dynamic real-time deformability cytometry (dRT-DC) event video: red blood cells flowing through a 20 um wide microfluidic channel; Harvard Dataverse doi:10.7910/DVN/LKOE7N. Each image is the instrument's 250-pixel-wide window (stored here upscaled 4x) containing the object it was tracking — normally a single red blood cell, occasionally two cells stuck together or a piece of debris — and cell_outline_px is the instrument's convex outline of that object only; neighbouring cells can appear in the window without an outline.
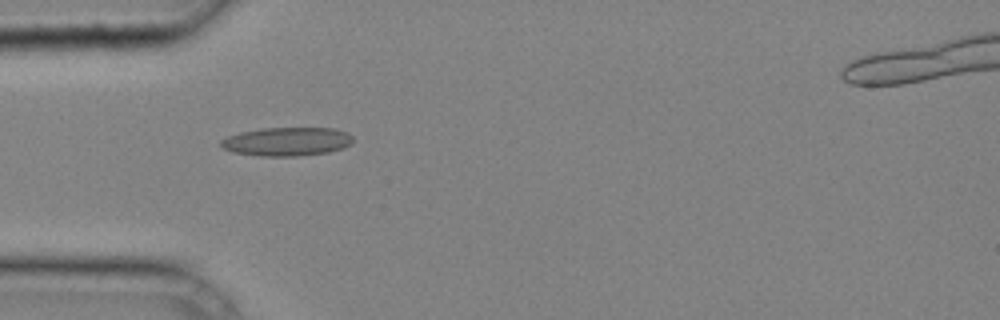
{"species": "common noctule bat (a hibernating species)", "species_latin": "Nyctalus noctula", "temperature_condition": "cold", "stored_images_in_passage": 29, "camera_frame_rate_fps": 3000, "um_per_image_px": 0.085, "animal": {"sex": "male", "body_mass_g": 20.4}, "frame": {"image": 1, "passage_image": 3, "time_ms": 0.667, "image_size_px": [1000, 320], "cell_outline_px": [[352, 144], [344, 148], [328, 152], [296, 156], [260, 156], [232, 152], [224, 148], [220, 144], [220, 140], [228, 136], [240, 132], [260, 128], [336, 128], [348, 132], [352, 136]], "centroid_in_image_um": [24.4, 12.03], "position_along_channel_um": 60.6, "area_um2": 22.2}}
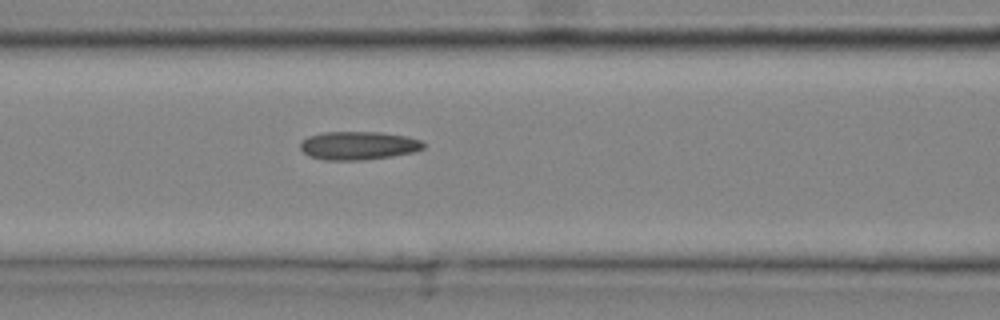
{"frame": {"image": 2, "passage_image": 8, "time_ms": 2.333, "image_size_px": [1000, 320], "cell_outline_px": [[424, 148], [412, 152], [392, 156], [364, 160], [324, 160], [308, 156], [300, 148], [300, 144], [308, 136], [324, 132], [380, 132], [408, 136], [420, 140], [424, 144]], "centroid_in_image_um": [30.45, 12.37], "position_along_channel_um": 136.1, "area_um2": 20.35}}
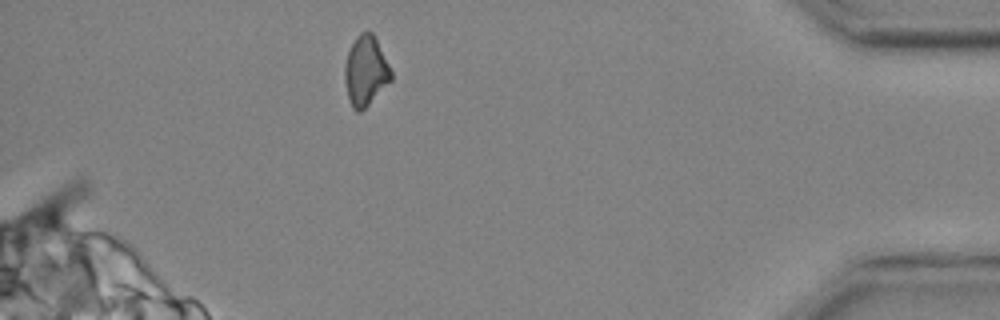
{"frame": {"image": 3, "passage_image": 28, "time_ms": 9.0, "image_size_px": [1000, 320], "cell_outline_px": [[392, 80], [360, 112], [356, 112], [352, 108], [348, 96], [344, 80], [344, 64], [348, 52], [356, 36], [360, 32], [372, 32], [392, 72]], "centroid_in_image_um": [31.06, 6.04], "position_along_channel_um": 404.1, "area_um2": 18.61}}